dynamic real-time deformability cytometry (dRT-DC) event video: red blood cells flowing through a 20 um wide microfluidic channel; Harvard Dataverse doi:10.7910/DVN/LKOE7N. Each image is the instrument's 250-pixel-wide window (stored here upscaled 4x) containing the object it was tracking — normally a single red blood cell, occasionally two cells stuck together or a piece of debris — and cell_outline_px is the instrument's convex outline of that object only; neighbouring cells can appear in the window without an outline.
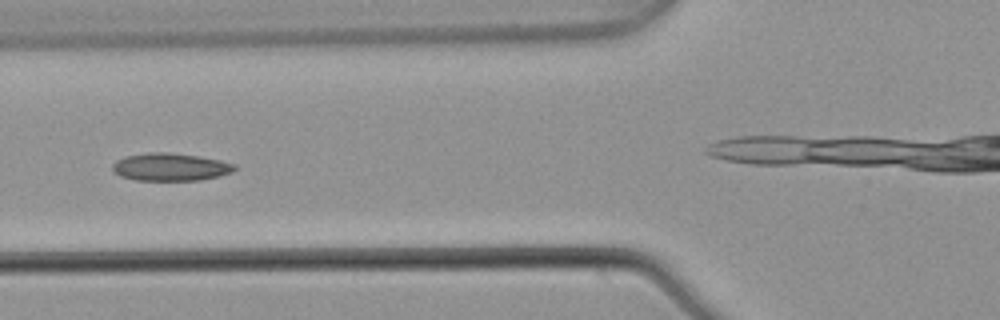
{"species": "common noctule bat (a hibernating species)", "species_latin": "Nyctalus noctula", "temperature_condition": "warm", "stored_images_in_passage": 5, "camera_frame_rate_fps": 3000, "um_per_image_px": 0.085, "animal": {"sex": "male", "body_mass_g": 21.5, "forearm_length_mm": 52.0}, "frame": {"image": 1, "passage_image": 4, "time_ms": 1.0, "image_size_px": [1000, 320], "cell_outline_px": [[236, 168], [232, 172], [220, 176], [200, 180], [136, 180], [120, 176], [112, 172], [112, 164], [116, 160], [124, 156], [148, 152], [164, 152], [196, 156], [220, 160], [236, 164]], "centroid_in_image_um": [14.45, 14.19], "position_along_channel_um": 111.3, "area_um2": 19.77}}